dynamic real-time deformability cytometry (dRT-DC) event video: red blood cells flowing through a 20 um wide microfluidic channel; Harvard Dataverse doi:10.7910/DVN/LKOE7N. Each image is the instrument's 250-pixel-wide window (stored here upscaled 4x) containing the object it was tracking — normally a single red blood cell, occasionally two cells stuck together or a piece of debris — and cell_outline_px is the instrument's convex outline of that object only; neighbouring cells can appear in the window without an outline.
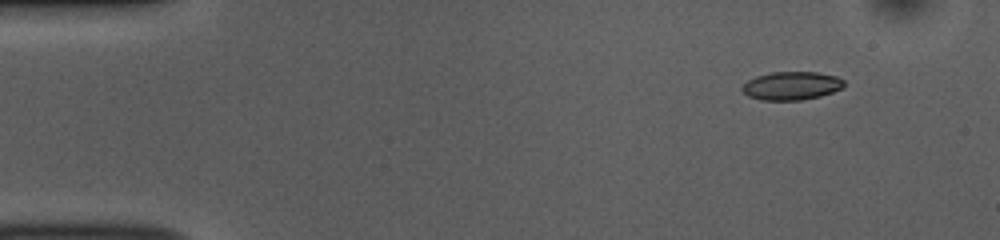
{"species": "common noctule bat (a hibernating species)", "species_latin": "Nyctalus noctula", "temperature_condition": "room temperature", "stored_images_in_passage": 48, "camera_frame_rate_fps": 3000, "um_per_image_px": 0.085, "animal": {"sex": "female", "body_mass_g": 10.0, "forearm_length_mm": 53.1}, "frame": {"image": 1, "passage_image": 1, "time_ms": 0.0, "image_size_px": [1000, 240], "cell_outline_px": [[844, 84], [840, 88], [832, 92], [820, 96], [804, 100], [760, 100], [748, 96], [740, 88], [748, 80], [756, 76], [772, 72], [816, 72], [836, 76], [844, 80]], "centroid_in_image_um": [67.26, 7.29], "position_along_channel_um": 17.7, "area_um2": 16.76}}
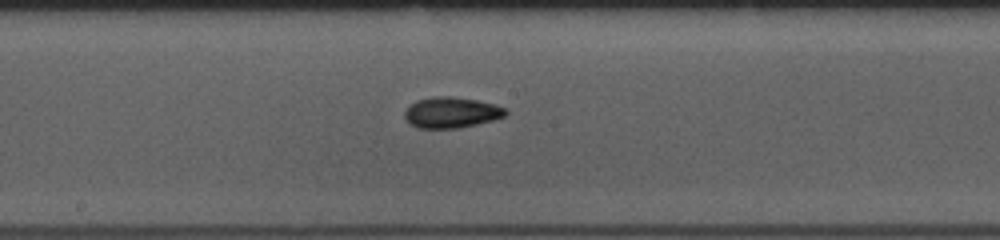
{"frame": {"image": 2, "passage_image": 23, "time_ms": 7.333, "image_size_px": [1000, 240], "cell_outline_px": [[508, 112], [504, 116], [492, 120], [476, 124], [456, 128], [416, 128], [408, 124], [404, 116], [404, 112], [416, 100], [432, 96], [452, 96], [476, 100], [496, 104], [508, 108]], "centroid_in_image_um": [38.36, 9.55], "position_along_channel_um": 209.8, "area_um2": 18.26}}
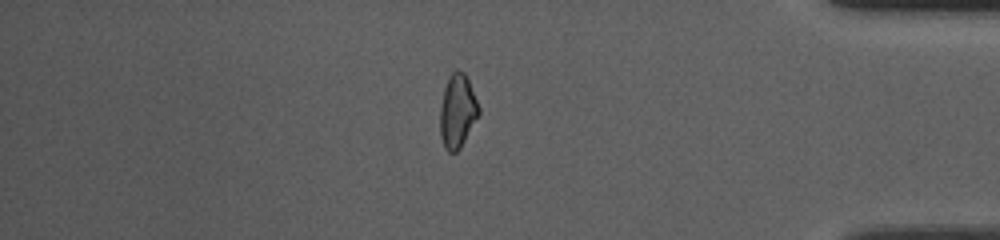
{"frame": {"image": 3, "passage_image": 40, "time_ms": 13.0, "image_size_px": [1000, 240], "cell_outline_px": [[480, 112], [460, 148], [456, 152], [448, 152], [444, 148], [440, 136], [440, 104], [444, 88], [452, 72], [456, 68], [464, 72], [468, 80], [480, 108]], "centroid_in_image_um": [38.86, 9.45], "position_along_channel_um": 396.3, "area_um2": 16.53}, "authors_computed_cell_mechanics": {"area_um2": 16.9354, "velocity_mm_per_s": 3.8473, "shape_relaxation_time_tau1_ms": null, "shape_relaxation_time_tau2_ms": 4.7222, "deformation_change_tau1": null, "deformation_change_tau2": 0.0954}}